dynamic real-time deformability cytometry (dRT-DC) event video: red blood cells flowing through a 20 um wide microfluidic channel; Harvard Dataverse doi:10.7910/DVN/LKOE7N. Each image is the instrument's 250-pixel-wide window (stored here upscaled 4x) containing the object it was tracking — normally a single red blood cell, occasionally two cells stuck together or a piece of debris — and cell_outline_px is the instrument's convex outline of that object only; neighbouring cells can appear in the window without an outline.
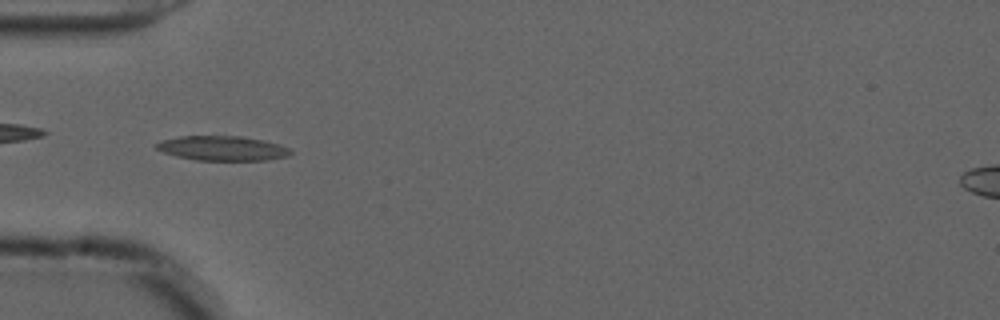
{"species": "common noctule bat (a hibernating species)", "species_latin": "Nyctalus noctula", "temperature_condition": "cold", "stored_images_in_passage": 46, "camera_frame_rate_fps": 3000, "um_per_image_px": 0.085, "animal": {"sex": "male", "forearm_length_mm": 52.5}, "frame": {"image": 1, "passage_image": 11, "time_ms": 3.333, "image_size_px": [1000, 320], "cell_outline_px": [[292, 152], [288, 156], [268, 160], [196, 160], [176, 156], [164, 152], [156, 148], [156, 144], [160, 140], [180, 136], [240, 136], [264, 140], [288, 148]], "centroid_in_image_um": [18.88, 12.6], "position_along_channel_um": 66.1, "area_um2": 19.13}}
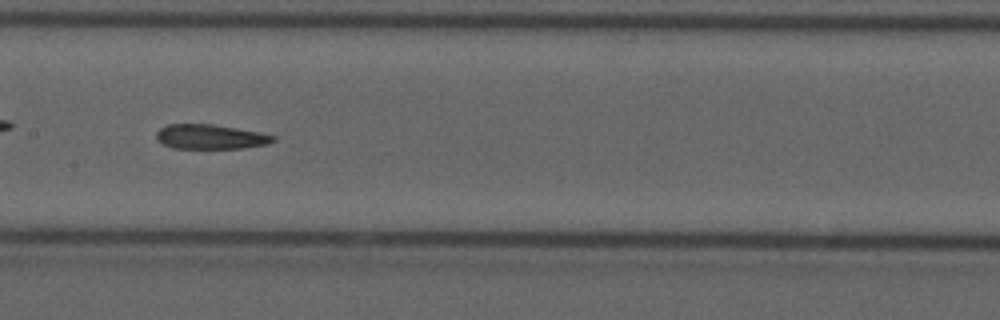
{"frame": {"image": 2, "passage_image": 21, "time_ms": 6.667, "image_size_px": [1000, 320], "cell_outline_px": [[276, 140], [268, 144], [240, 148], [172, 148], [156, 140], [156, 132], [160, 128], [168, 124], [212, 124], [260, 132], [276, 136]], "centroid_in_image_um": [17.88, 11.62], "position_along_channel_um": 189.5, "area_um2": 16.76}}
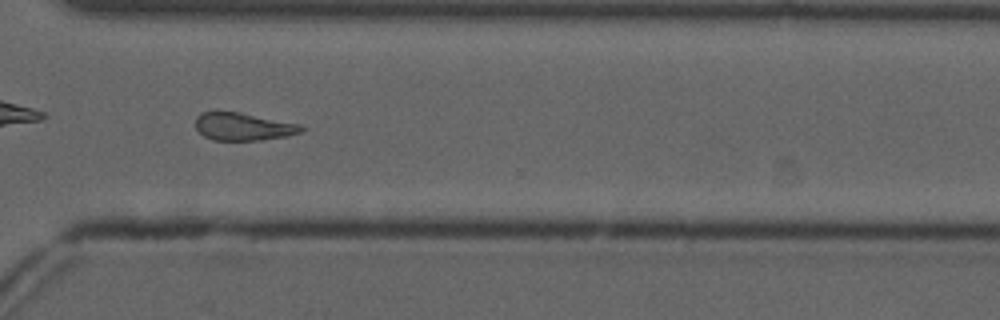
{"frame": {"image": 3, "passage_image": 34, "time_ms": 11.0, "image_size_px": [1000, 320], "cell_outline_px": [[304, 132], [284, 136], [260, 140], [212, 140], [204, 136], [196, 128], [196, 116], [200, 112], [216, 108], [240, 112], [300, 124], [304, 128]], "centroid_in_image_um": [20.6, 10.71], "position_along_channel_um": 350.0, "area_um2": 17.57}, "authors_computed_cell_mechanics": {"area_um2": 17.8891, "velocity_mm_per_s": 3.7145, "shape_relaxation_time_tau1_ms": null, "shape_relaxation_time_tau2_ms": 7.5988, "deformation_change_tau1": null, "deformation_change_tau2": 0.1798}}